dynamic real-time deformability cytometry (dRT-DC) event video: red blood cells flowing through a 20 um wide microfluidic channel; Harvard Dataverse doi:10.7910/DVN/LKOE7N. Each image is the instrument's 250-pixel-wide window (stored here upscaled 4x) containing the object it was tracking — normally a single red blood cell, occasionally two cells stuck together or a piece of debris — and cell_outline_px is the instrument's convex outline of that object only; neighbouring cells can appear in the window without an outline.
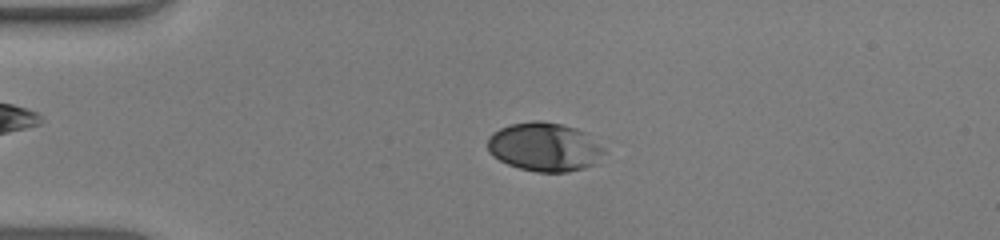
{"species": "human", "species_latin": "Homo sapiens", "temperature_condition": "warm", "stored_images_in_passage": 52, "camera_frame_rate_fps": 3000, "um_per_image_px": 0.085, "donor": {"sex": "male"}, "frame": {"image": 1, "passage_image": 12, "time_ms": 3.667, "image_size_px": [1000, 240], "cell_outline_px": [[608, 152], [596, 164], [584, 168], [568, 172], [536, 172], [520, 168], [508, 164], [492, 156], [488, 152], [488, 136], [492, 132], [500, 128], [512, 124], [532, 120], [540, 120], [560, 124], [576, 128], [588, 132]], "centroid_in_image_um": [46.33, 12.49], "position_along_channel_um": 38.7, "area_um2": 33.64}}
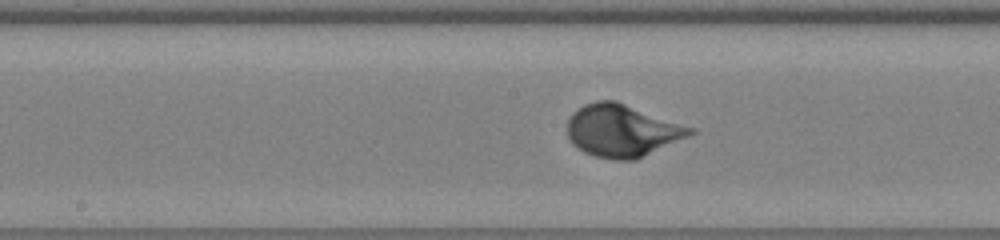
{"frame": {"image": 2, "passage_image": 27, "time_ms": 8.667, "image_size_px": [1000, 240], "cell_outline_px": [[696, 132], [688, 136], [636, 160], [612, 160], [596, 156], [584, 152], [572, 144], [568, 136], [568, 120], [572, 112], [584, 104], [596, 100], [616, 100], [696, 128]], "centroid_in_image_um": [52.89, 11.09], "position_along_channel_um": 195.3, "area_um2": 37.69}}
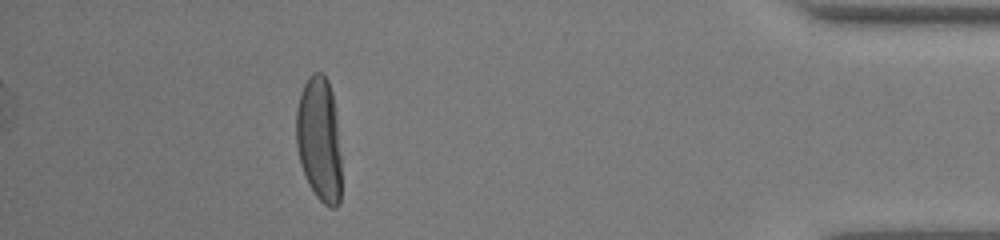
{"frame": {"image": 3, "passage_image": 47, "time_ms": 15.333, "image_size_px": [1000, 240], "cell_outline_px": [[340, 204], [336, 208], [328, 208], [316, 196], [308, 184], [300, 164], [296, 144], [296, 112], [300, 92], [308, 76], [312, 72], [320, 72], [328, 80], [332, 92], [336, 120], [340, 156]], "centroid_in_image_um": [27.11, 11.86], "position_along_channel_um": 408.1, "area_um2": 32.95}, "authors_computed_cell_mechanics": {"area_um2": 34.3621, "velocity_mm_per_s": 3.9372, "shape_relaxation_time_tau1_ms": 3.0051, "shape_relaxation_time_tau2_ms": null, "deformation_change_tau1": 0.1899, "deformation_change_tau2": null}}